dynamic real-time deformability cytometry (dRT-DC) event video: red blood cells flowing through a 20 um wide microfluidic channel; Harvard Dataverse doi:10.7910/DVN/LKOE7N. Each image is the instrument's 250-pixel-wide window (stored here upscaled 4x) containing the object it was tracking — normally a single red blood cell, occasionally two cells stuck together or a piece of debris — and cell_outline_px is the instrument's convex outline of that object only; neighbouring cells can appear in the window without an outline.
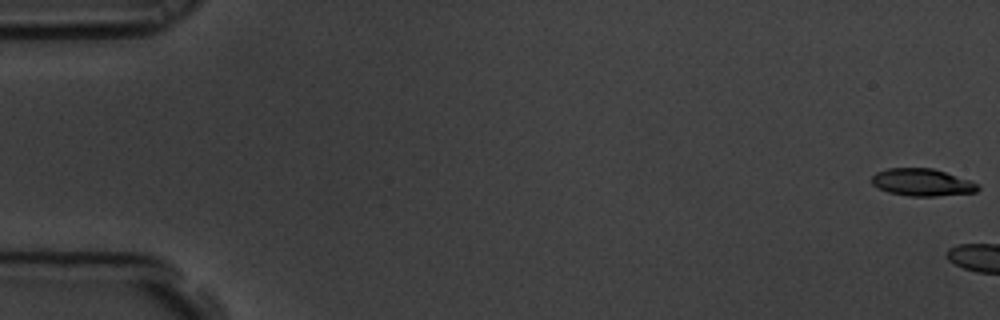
{"species": "common noctule bat (a hibernating species)", "species_latin": "Nyctalus noctula", "temperature_condition": "room temperature", "stored_images_in_passage": 7, "camera_frame_rate_fps": 3000, "um_per_image_px": 0.085, "animal": {"sex": "male", "body_mass_g": 19.5, "forearm_length_mm": 54.6}, "frame": {"image": 1, "passage_image": 1, "time_ms": 0.0, "image_size_px": [1000, 320], "cell_outline_px": [[980, 188], [976, 192], [936, 196], [908, 196], [888, 192], [872, 184], [872, 176], [876, 172], [888, 168], [932, 168], [980, 184]], "centroid_in_image_um": [78.38, 15.5], "position_along_channel_um": 6.6, "area_um2": 16.76}}
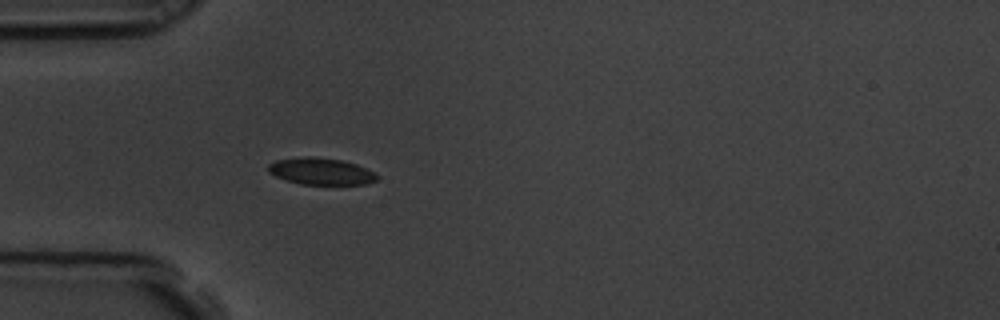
{"frame": {"image": 2, "passage_image": 7, "time_ms": 2.0, "image_size_px": [1000, 320], "cell_outline_px": [[380, 176], [376, 180], [364, 184], [300, 184], [276, 176], [268, 172], [268, 164], [276, 160], [304, 156], [312, 156], [340, 160], [356, 164]], "centroid_in_image_um": [27.25, 14.55], "position_along_channel_um": 57.7, "area_um2": 16.76}}